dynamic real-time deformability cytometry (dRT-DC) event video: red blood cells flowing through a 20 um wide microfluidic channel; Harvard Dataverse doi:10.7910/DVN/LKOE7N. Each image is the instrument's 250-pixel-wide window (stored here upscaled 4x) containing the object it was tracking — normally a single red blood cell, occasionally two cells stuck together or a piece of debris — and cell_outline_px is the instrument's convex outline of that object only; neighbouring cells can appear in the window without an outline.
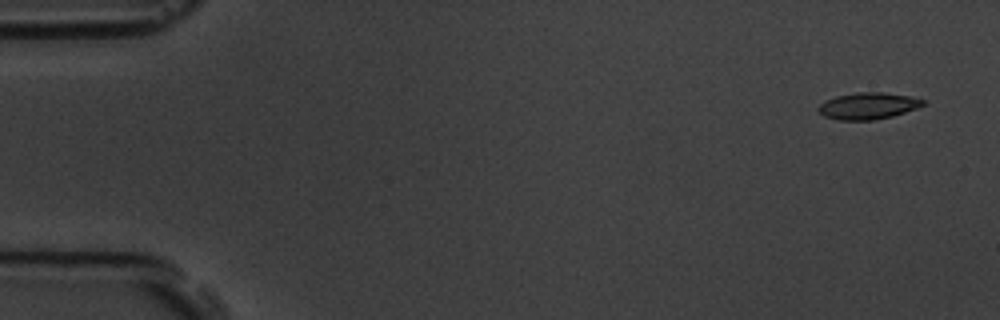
{"species": "common noctule bat (a hibernating species)", "species_latin": "Nyctalus noctula", "temperature_condition": "room temperature", "stored_images_in_passage": 6, "camera_frame_rate_fps": 3000, "um_per_image_px": 0.085, "animal": {"sex": "male", "body_mass_g": 19.5, "forearm_length_mm": 54.6}, "frame": {"image": 1, "passage_image": 1, "time_ms": 0.0, "image_size_px": [1000, 320], "cell_outline_px": [[924, 104], [916, 108], [892, 116], [872, 120], [840, 120], [824, 116], [816, 108], [824, 100], [836, 96], [856, 92], [880, 92], [908, 96], [924, 100]], "centroid_in_image_um": [73.73, 9.0], "position_along_channel_um": 11.3, "area_um2": 16.07}}
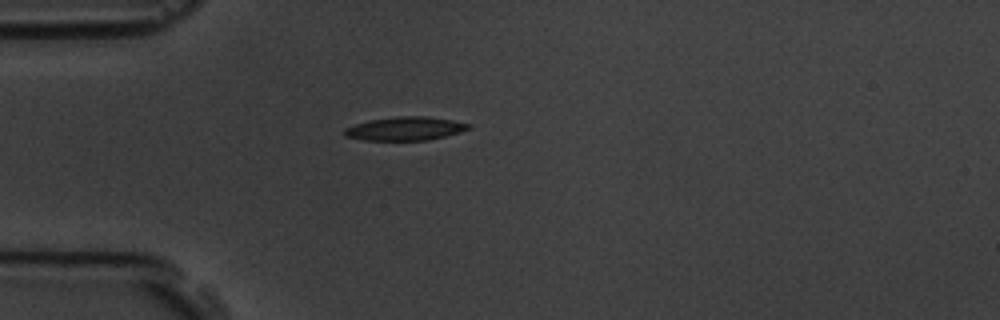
{"frame": {"image": 2, "passage_image": 5, "time_ms": 4.333, "image_size_px": [1000, 320], "cell_outline_px": [[472, 128], [460, 132], [428, 140], [364, 140], [344, 136], [344, 128], [356, 124], [372, 120], [400, 116], [424, 116], [452, 120], [472, 124]], "centroid_in_image_um": [34.47, 10.93], "position_along_channel_um": 50.5, "area_um2": 16.88}}